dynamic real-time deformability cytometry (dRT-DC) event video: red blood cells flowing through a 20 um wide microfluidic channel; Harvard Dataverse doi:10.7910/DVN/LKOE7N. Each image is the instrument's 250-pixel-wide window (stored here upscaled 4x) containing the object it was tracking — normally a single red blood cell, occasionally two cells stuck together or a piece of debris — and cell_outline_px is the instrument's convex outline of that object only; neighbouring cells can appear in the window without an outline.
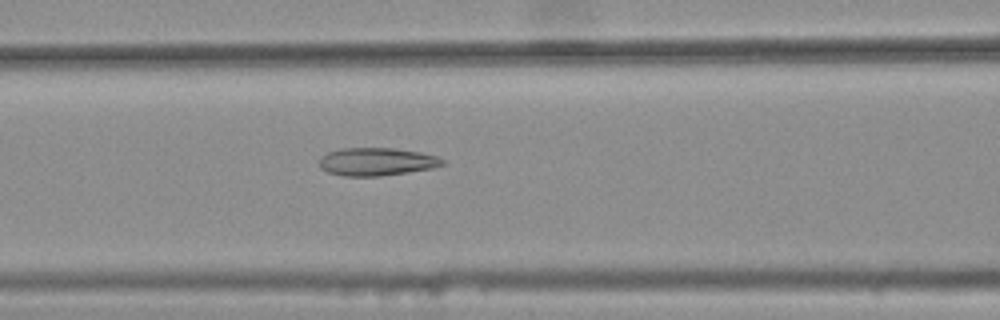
{"species": "common noctule bat (a hibernating species)", "species_latin": "Nyctalus noctula", "temperature_condition": "warm", "stored_images_in_passage": 47, "camera_frame_rate_fps": 3000, "um_per_image_px": 0.085, "animal": {"sex": "female", "body_mass_g": 25.1}, "frame": {"image": 1, "passage_image": 22, "time_ms": 7.0, "image_size_px": [1000, 320], "cell_outline_px": [[444, 164], [432, 168], [408, 172], [380, 176], [344, 176], [328, 172], [320, 168], [316, 160], [320, 156], [328, 152], [340, 148], [396, 148], [420, 152], [436, 156], [444, 160]], "centroid_in_image_um": [31.95, 13.74], "position_along_channel_um": 134.6, "area_um2": 20.23}}
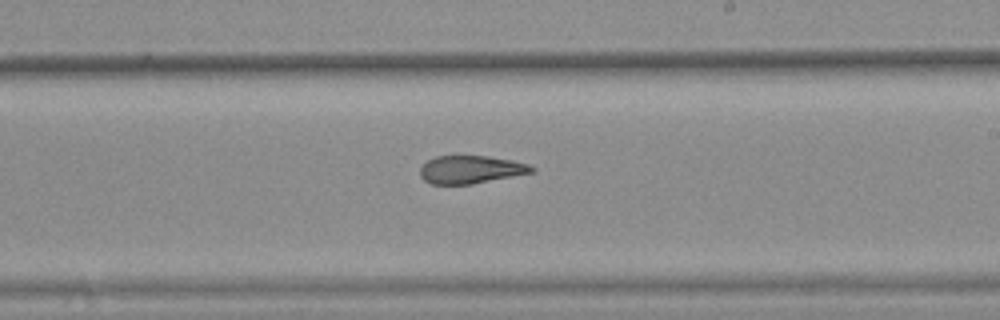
{"frame": {"image": 2, "passage_image": 31, "time_ms": 10.0, "image_size_px": [1000, 320], "cell_outline_px": [[536, 172], [472, 184], [432, 184], [424, 180], [420, 176], [420, 168], [428, 160], [436, 156], [488, 156], [512, 160], [528, 164], [536, 168]], "centroid_in_image_um": [40.04, 14.41], "position_along_channel_um": 249.0, "area_um2": 18.21}}
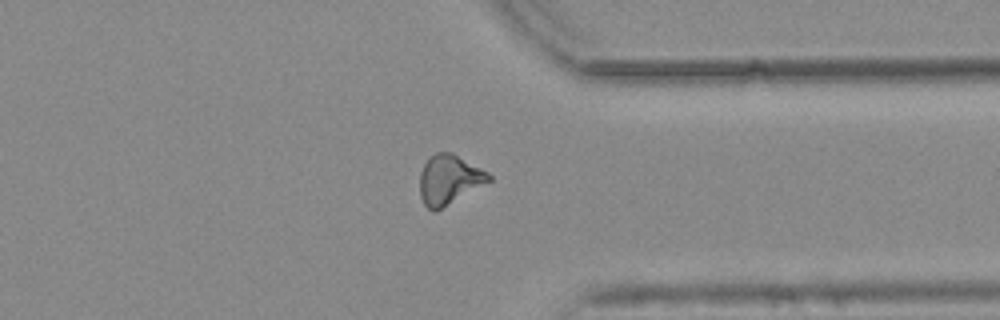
{"frame": {"image": 3, "passage_image": 41, "time_ms": 13.333, "image_size_px": [1000, 320], "cell_outline_px": [[492, 180], [436, 212], [432, 212], [424, 204], [420, 196], [420, 172], [428, 156], [436, 152], [452, 152], [488, 172], [492, 176]], "centroid_in_image_um": [38.16, 15.27], "position_along_channel_um": 373.2, "area_um2": 20.11}, "authors_computed_cell_mechanics": {"area_um2": 19.9988, "velocity_mm_per_s": 3.8187, "shape_relaxation_time_tau1_ms": null, "shape_relaxation_time_tau2_ms": 3.42, "deformation_change_tau1": null, "deformation_change_tau2": 0.1186}}